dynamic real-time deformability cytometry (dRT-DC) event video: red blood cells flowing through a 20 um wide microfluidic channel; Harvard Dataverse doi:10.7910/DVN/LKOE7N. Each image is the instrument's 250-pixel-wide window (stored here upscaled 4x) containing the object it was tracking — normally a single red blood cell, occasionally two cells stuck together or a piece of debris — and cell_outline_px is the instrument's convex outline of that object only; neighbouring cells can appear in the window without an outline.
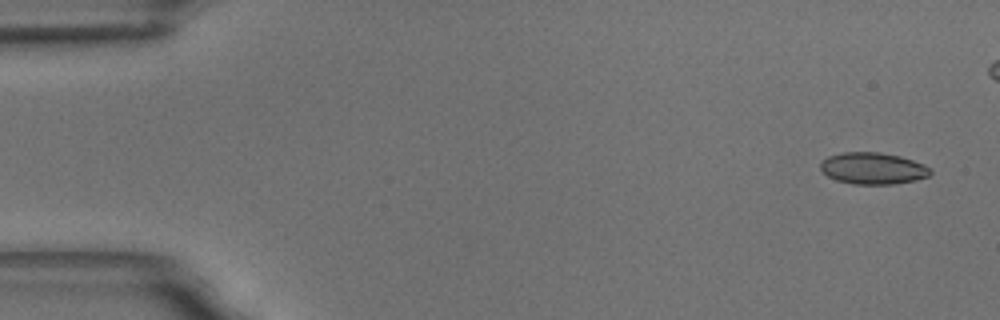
{"species": "common noctule bat (a hibernating species)", "species_latin": "Nyctalus noctula", "temperature_condition": "room temperature", "stored_images_in_passage": 6, "camera_frame_rate_fps": 3000, "um_per_image_px": 0.085, "animal": {"sex": "male", "body_mass_g": 18.8}, "frame": {"image": 1, "passage_image": 1, "time_ms": 0.0, "image_size_px": [1000, 320], "cell_outline_px": [[932, 172], [928, 176], [916, 180], [892, 184], [852, 184], [836, 180], [828, 176], [820, 168], [820, 164], [828, 156], [844, 152], [880, 152], [900, 156], [924, 164], [932, 168]], "centroid_in_image_um": [74.22, 14.31], "position_along_channel_um": 10.8, "area_um2": 20.29}}
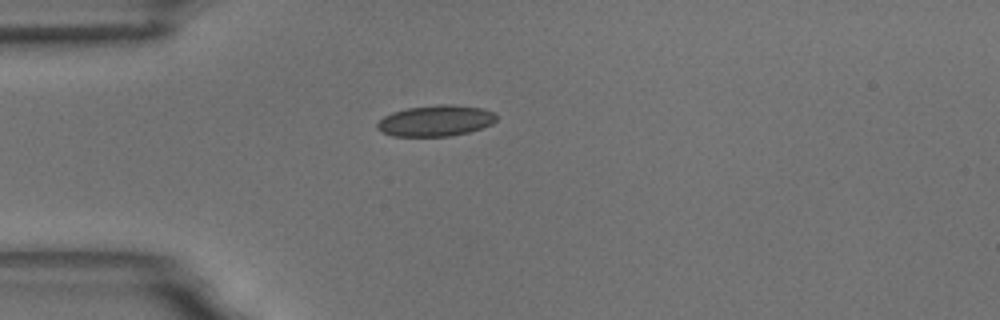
{"frame": {"image": 2, "passage_image": 6, "time_ms": 6.667, "image_size_px": [1000, 320], "cell_outline_px": [[496, 120], [492, 124], [468, 132], [452, 136], [392, 136], [376, 128], [376, 124], [384, 116], [392, 112], [408, 108], [440, 104], [452, 104], [484, 108], [492, 112], [496, 116]], "centroid_in_image_um": [37.03, 10.26], "position_along_channel_um": 48.0, "area_um2": 21.5}}